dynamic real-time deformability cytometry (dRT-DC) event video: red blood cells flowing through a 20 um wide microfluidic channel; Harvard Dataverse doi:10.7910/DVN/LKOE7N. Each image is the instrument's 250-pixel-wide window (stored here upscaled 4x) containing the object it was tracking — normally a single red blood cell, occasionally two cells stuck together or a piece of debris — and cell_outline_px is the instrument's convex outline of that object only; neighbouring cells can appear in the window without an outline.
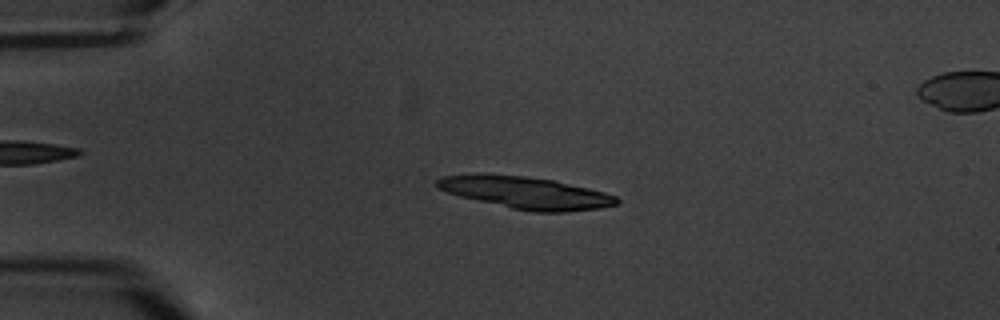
{"species": "common noctule bat (a hibernating species)", "species_latin": "Nyctalus noctula", "temperature_condition": "warm", "stored_images_in_passage": 6, "camera_frame_rate_fps": 3000, "um_per_image_px": 0.085, "animal": {"sex": "male", "body_mass_g": 20.1, "forearm_length_mm": 53.5}, "frame": {"image": 1, "passage_image": 4, "time_ms": 3.333, "image_size_px": [1000, 320], "cell_outline_px": [[620, 204], [600, 208], [564, 212], [532, 212], [512, 208], [460, 196], [436, 188], [436, 180], [440, 176], [480, 172], [484, 172], [524, 176], [556, 180], [604, 192], [616, 196], [620, 200]], "centroid_in_image_um": [44.66, 16.35], "position_along_channel_um": 40.3, "area_um2": 34.04}}